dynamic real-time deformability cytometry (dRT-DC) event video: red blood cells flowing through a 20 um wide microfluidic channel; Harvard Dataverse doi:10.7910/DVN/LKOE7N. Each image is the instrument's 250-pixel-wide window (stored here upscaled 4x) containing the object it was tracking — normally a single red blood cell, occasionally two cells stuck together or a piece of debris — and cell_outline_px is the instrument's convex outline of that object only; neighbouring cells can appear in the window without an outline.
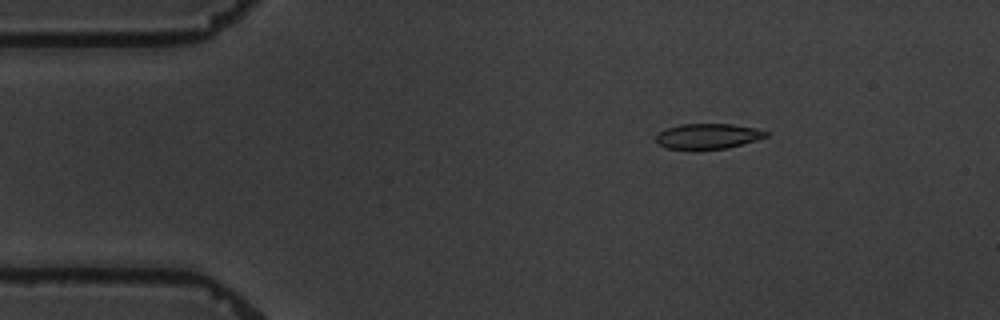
{"species": "common noctule bat (a hibernating species)", "species_latin": "Nyctalus noctula", "temperature_condition": "warm", "stored_images_in_passage": 5, "camera_frame_rate_fps": 3000, "um_per_image_px": 0.085, "animal": {"sex": "male", "body_mass_g": 19.5, "forearm_length_mm": 54.6}, "frame": {"image": 1, "passage_image": 3, "time_ms": 2.333, "image_size_px": [1000, 320], "cell_outline_px": [[768, 136], [756, 140], [724, 148], [696, 152], [692, 152], [668, 148], [656, 144], [656, 136], [660, 132], [668, 128], [680, 124], [732, 124], [756, 128], [768, 132]], "centroid_in_image_um": [60.11, 11.61], "position_along_channel_um": 24.9, "area_um2": 16.65}}